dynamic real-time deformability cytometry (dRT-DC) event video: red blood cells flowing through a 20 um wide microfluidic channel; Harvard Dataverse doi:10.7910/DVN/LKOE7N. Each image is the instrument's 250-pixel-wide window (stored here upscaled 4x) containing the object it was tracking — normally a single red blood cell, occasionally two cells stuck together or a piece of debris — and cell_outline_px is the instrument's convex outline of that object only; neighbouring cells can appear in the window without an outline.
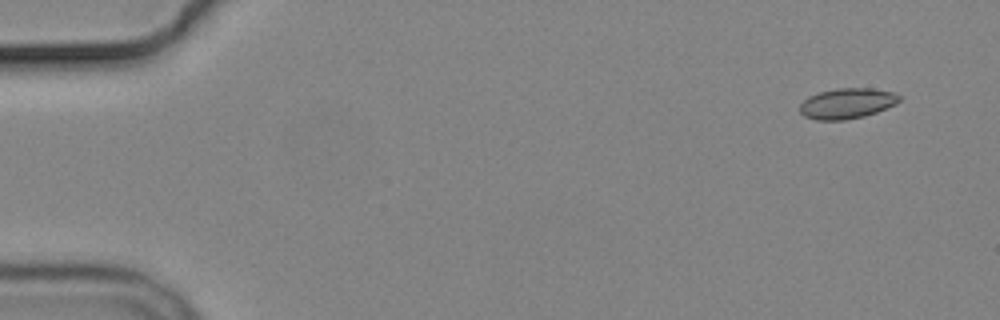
{"species": "common noctule bat (a hibernating species)", "species_latin": "Nyctalus noctula", "temperature_condition": "cold", "stored_images_in_passage": 9, "camera_frame_rate_fps": 3000, "um_per_image_px": 0.085, "animal": {"sex": "male", "body_mass_g": 19.2, "forearm_length_mm": 51.8}, "frame": {"image": 1, "passage_image": 1, "time_ms": 0.0, "image_size_px": [1000, 320], "cell_outline_px": [[900, 100], [896, 104], [876, 112], [864, 116], [844, 120], [816, 120], [804, 116], [800, 112], [800, 104], [808, 96], [820, 92], [836, 88], [872, 88], [892, 92], [900, 96]], "centroid_in_image_um": [71.98, 8.79], "position_along_channel_um": 13.0, "area_um2": 17.63}}
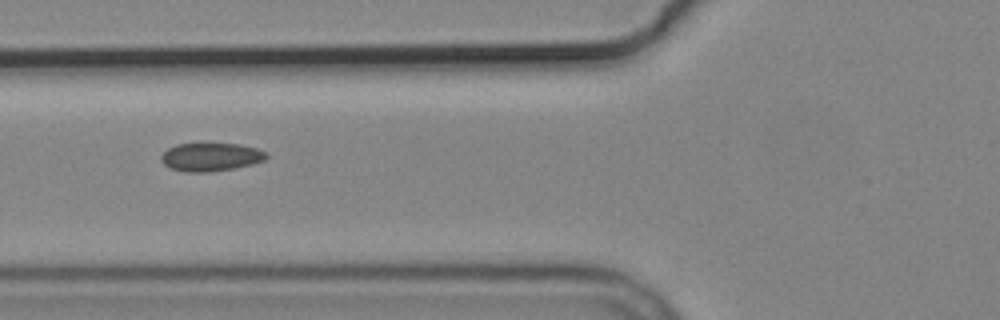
{"frame": {"image": 2, "passage_image": 6, "time_ms": 6.0, "image_size_px": [1000, 320], "cell_outline_px": [[268, 156], [264, 160], [252, 164], [232, 168], [208, 172], [184, 172], [172, 168], [164, 164], [160, 160], [160, 156], [168, 148], [176, 144], [240, 144], [256, 148], [268, 152]], "centroid_in_image_um": [17.91, 13.34], "position_along_channel_um": 107.9, "area_um2": 17.22}}
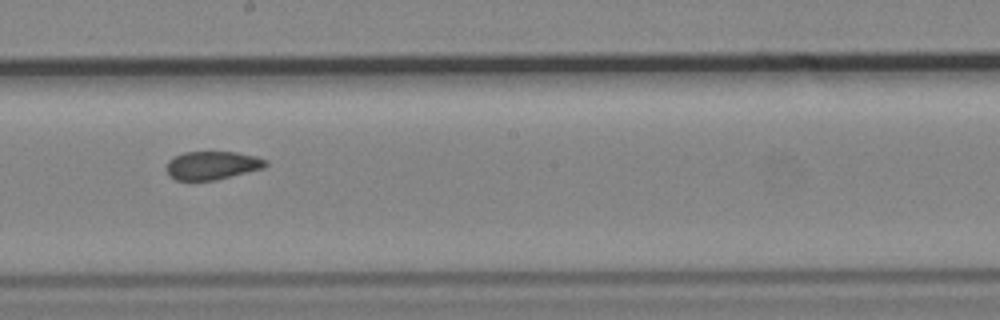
{"frame": {"image": 3, "passage_image": 9, "time_ms": 9.333, "image_size_px": [1000, 320], "cell_outline_px": [[268, 164], [264, 168], [216, 180], [176, 180], [168, 176], [168, 160], [172, 156], [184, 152], [236, 152], [256, 156], [268, 160]], "centroid_in_image_um": [18.05, 14.05], "position_along_channel_um": 230.2, "area_um2": 16.47}}